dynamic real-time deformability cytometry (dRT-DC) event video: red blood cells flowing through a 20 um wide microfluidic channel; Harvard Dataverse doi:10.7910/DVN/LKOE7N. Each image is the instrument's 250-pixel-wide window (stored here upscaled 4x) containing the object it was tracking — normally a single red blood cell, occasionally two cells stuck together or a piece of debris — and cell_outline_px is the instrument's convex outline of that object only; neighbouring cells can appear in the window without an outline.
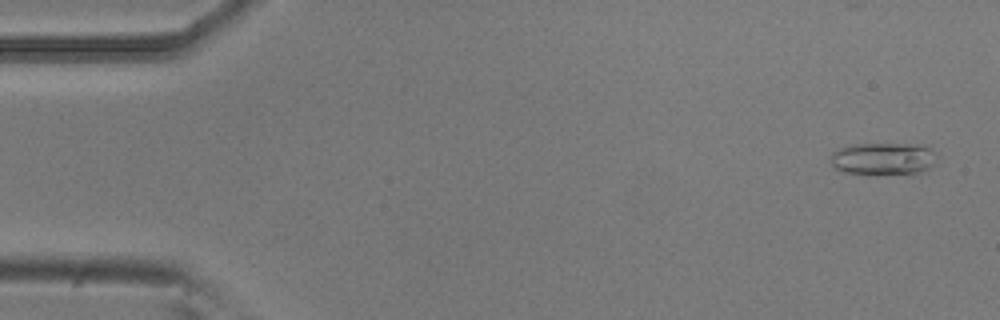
{"species": "common noctule bat (a hibernating species)", "species_latin": "Nyctalus noctula", "temperature_condition": "room temperature", "stored_images_in_passage": 53, "camera_frame_rate_fps": 3000, "um_per_image_px": 0.085, "animal": {"sex": "male", "body_mass_g": 20.5, "forearm_length_mm": 52.5}, "frame": {"image": 1, "passage_image": 2, "time_ms": 0.333, "image_size_px": [1000, 320], "cell_outline_px": [[932, 164], [928, 168], [916, 172], [868, 176], [844, 172], [836, 168], [832, 164], [832, 152], [840, 148], [856, 144], [928, 144]], "centroid_in_image_um": [74.98, 13.5], "position_along_channel_um": 10.0, "area_um2": 19.77}}
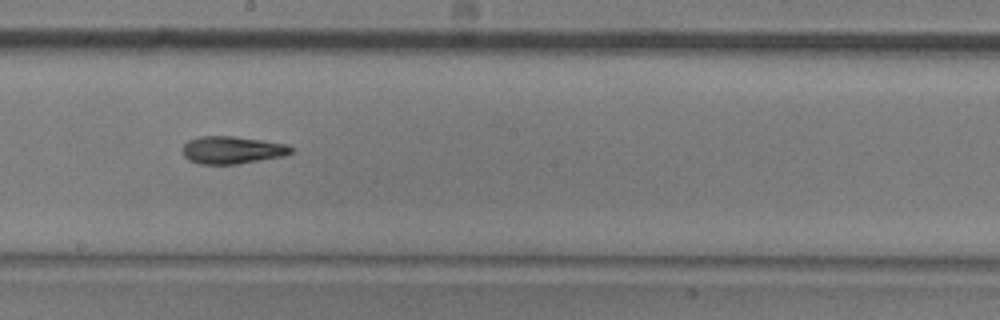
{"frame": {"image": 2, "passage_image": 29, "time_ms": 9.333, "image_size_px": [1000, 320], "cell_outline_px": [[292, 152], [284, 156], [236, 164], [200, 164], [188, 160], [184, 156], [184, 144], [188, 140], [200, 136], [232, 136], [288, 144], [292, 148]], "centroid_in_image_um": [19.73, 12.75], "position_along_channel_um": 228.5, "area_um2": 17.28}}
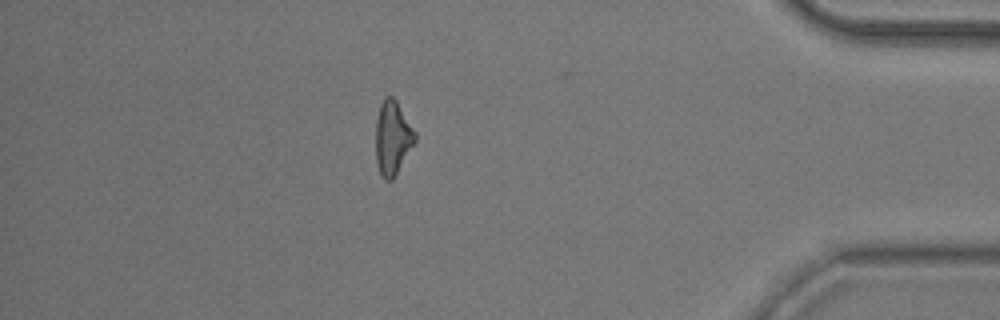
{"frame": {"image": 3, "passage_image": 46, "time_ms": 15.0, "image_size_px": [1000, 320], "cell_outline_px": [[416, 140], [392, 180], [384, 180], [380, 176], [376, 164], [376, 120], [380, 104], [384, 96], [392, 96], [396, 100], [416, 132]], "centroid_in_image_um": [33.35, 11.71], "position_along_channel_um": 401.9, "area_um2": 16.94}, "authors_computed_cell_mechanics": {"area_um2": 17.051, "velocity_mm_per_s": 3.7886, "shape_relaxation_time_tau1_ms": 7.7157, "shape_relaxation_time_tau2_ms": 6.2838, "deformation_change_tau1": 0.2205, "deformation_change_tau2": 0.1742}}